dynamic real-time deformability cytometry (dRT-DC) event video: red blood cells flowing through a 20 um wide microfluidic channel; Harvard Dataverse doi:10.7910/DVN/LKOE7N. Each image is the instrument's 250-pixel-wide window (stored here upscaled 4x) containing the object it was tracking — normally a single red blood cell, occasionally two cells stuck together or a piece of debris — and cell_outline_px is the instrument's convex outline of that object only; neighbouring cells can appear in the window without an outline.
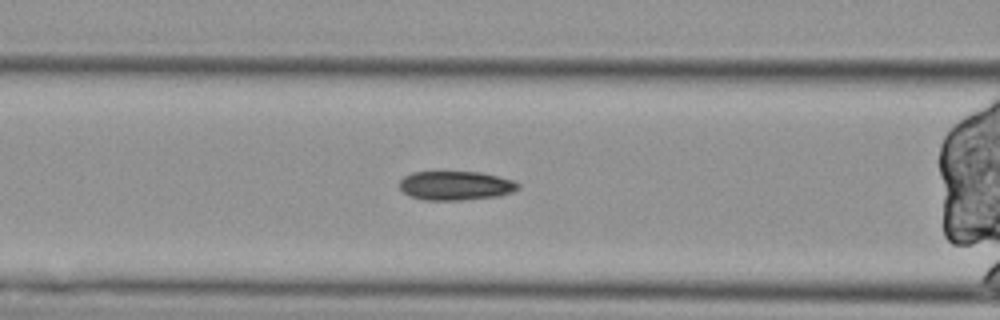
{"species": "Egyptian fruit bat (a non-hibernating species)", "species_latin": "Rousettus aegyptiacus", "temperature_condition": "cold", "stored_images_in_passage": 34, "segment_of_instrument_passage": [2, 2], "camera_frame_rate_fps": 3000, "um_per_image_px": 0.085, "animal": {"sex": "female"}, "frame": {"image": 1, "passage_image": 10, "time_ms": 3.0, "image_size_px": [1000, 320], "cell_outline_px": [[520, 188], [512, 192], [496, 196], [460, 200], [424, 200], [412, 196], [404, 192], [400, 188], [400, 180], [404, 176], [412, 172], [480, 172], [512, 180], [520, 184]], "centroid_in_image_um": [38.72, 15.77], "position_along_channel_um": 127.9, "area_um2": 19.88}}
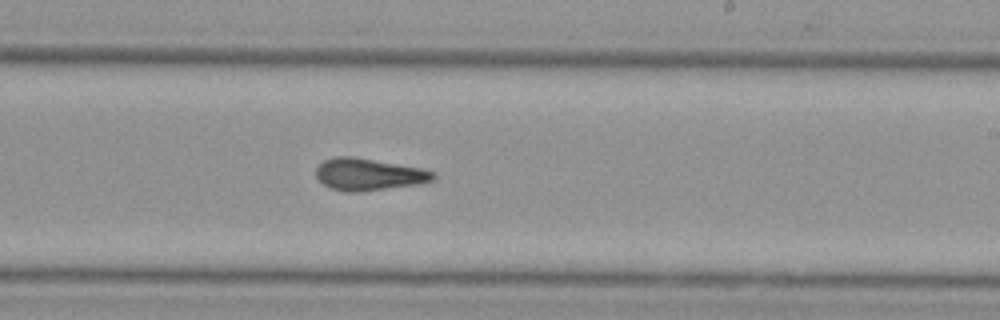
{"frame": {"image": 2, "passage_image": 21, "time_ms": 6.667, "image_size_px": [1000, 320], "cell_outline_px": [[436, 176], [432, 180], [416, 184], [360, 192], [348, 192], [332, 188], [324, 184], [316, 176], [316, 168], [324, 160], [336, 156], [352, 156], [424, 168], [436, 172]], "centroid_in_image_um": [31.35, 14.81], "position_along_channel_um": 257.6, "area_um2": 21.79}}
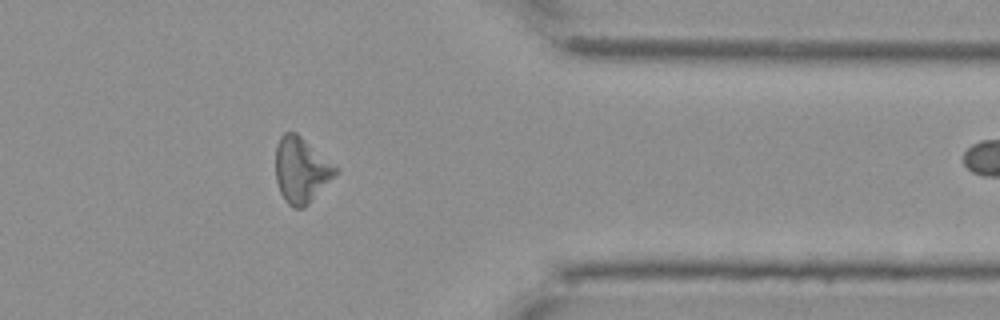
{"frame": {"image": 3, "passage_image": 33, "time_ms": 10.667, "image_size_px": [1000, 320], "cell_outline_px": [[340, 168], [308, 204], [304, 208], [292, 208], [284, 200], [280, 192], [276, 180], [276, 144], [280, 136], [284, 132], [296, 132]], "centroid_in_image_um": [25.58, 14.43], "position_along_channel_um": 385.8, "area_um2": 22.77}}